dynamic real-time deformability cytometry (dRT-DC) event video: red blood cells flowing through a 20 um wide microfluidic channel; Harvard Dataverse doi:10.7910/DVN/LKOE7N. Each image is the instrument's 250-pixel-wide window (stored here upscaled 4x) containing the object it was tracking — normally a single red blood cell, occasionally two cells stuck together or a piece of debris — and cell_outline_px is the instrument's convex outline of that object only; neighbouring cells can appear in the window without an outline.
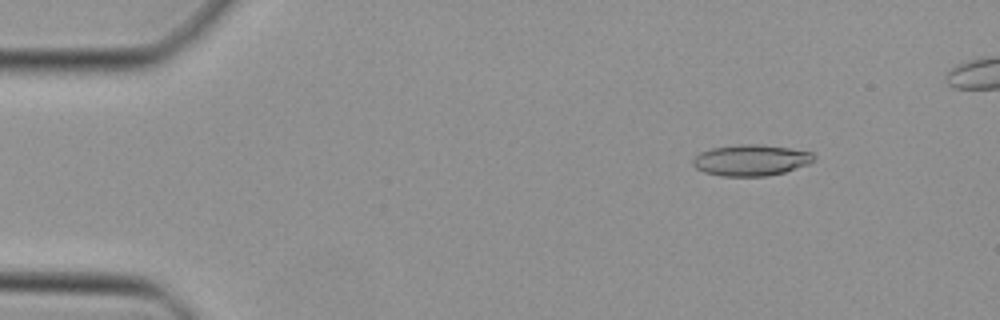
{"species": "Egyptian fruit bat (a non-hibernating species)", "species_latin": "Rousettus aegyptiacus", "temperature_condition": "cold", "stored_images_in_passage": 45, "camera_frame_rate_fps": 3000, "um_per_image_px": 0.085, "animal": {"sex": "female"}, "frame": {"image": 1, "passage_image": 6, "time_ms": 1.667, "image_size_px": [1000, 320], "cell_outline_px": [[816, 156], [808, 164], [784, 172], [768, 176], [720, 176], [704, 172], [696, 168], [692, 164], [692, 160], [700, 152], [712, 148], [740, 144], [760, 144], [788, 148], [812, 152]], "centroid_in_image_um": [63.81, 13.62], "position_along_channel_um": 21.2, "area_um2": 21.91}}
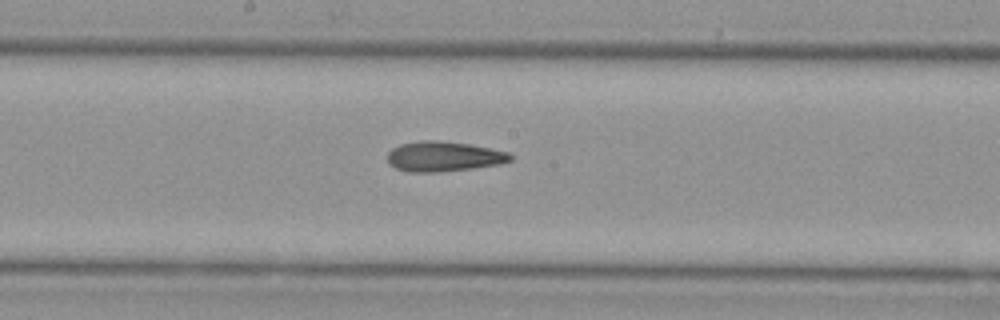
{"frame": {"image": 2, "passage_image": 25, "time_ms": 8.0, "image_size_px": [1000, 320], "cell_outline_px": [[512, 160], [500, 164], [472, 168], [440, 172], [408, 172], [396, 168], [388, 164], [388, 152], [392, 148], [400, 144], [420, 140], [440, 140], [468, 144], [508, 152], [512, 156]], "centroid_in_image_um": [37.68, 13.3], "position_along_channel_um": 210.5, "area_um2": 21.56}}
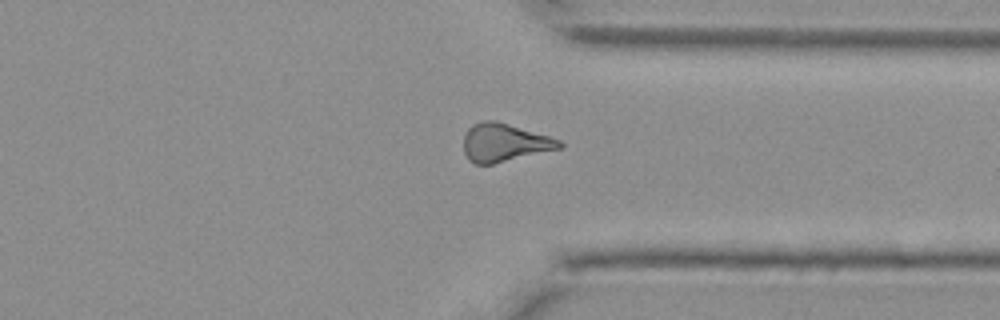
{"frame": {"image": 3, "passage_image": 36, "time_ms": 11.667, "image_size_px": [1000, 320], "cell_outline_px": [[564, 148], [492, 164], [476, 164], [468, 160], [464, 152], [464, 136], [468, 128], [472, 124], [484, 120], [496, 120], [548, 136], [560, 140], [564, 144]], "centroid_in_image_um": [42.88, 12.12], "position_along_channel_um": 368.5, "area_um2": 21.39}}